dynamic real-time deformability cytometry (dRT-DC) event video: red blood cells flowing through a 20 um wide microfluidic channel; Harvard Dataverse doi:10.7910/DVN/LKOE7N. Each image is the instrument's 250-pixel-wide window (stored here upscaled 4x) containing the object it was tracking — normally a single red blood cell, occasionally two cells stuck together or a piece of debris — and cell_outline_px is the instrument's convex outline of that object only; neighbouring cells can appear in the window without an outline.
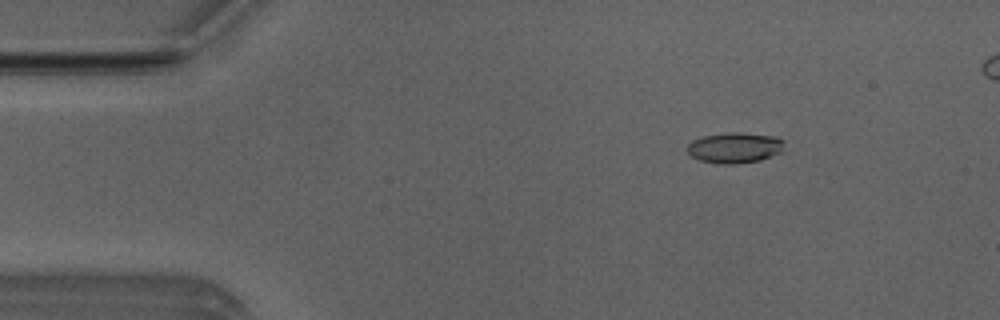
{"species": "Egyptian fruit bat (a non-hibernating species)", "species_latin": "Rousettus aegyptiacus", "temperature_condition": "room temperature", "stored_images_in_passage": 5, "camera_frame_rate_fps": 3000, "um_per_image_px": 0.085, "animal": {"sex": "male"}, "frame": {"image": 1, "passage_image": 2, "time_ms": 0.333, "image_size_px": [1000, 320], "cell_outline_px": [[784, 140], [780, 152], [760, 160], [736, 164], [720, 164], [700, 160], [692, 156], [684, 148], [692, 140], [704, 136], [732, 132], [740, 132], [776, 136]], "centroid_in_image_um": [62.42, 12.55], "position_along_channel_um": 22.6, "area_um2": 17.28}}